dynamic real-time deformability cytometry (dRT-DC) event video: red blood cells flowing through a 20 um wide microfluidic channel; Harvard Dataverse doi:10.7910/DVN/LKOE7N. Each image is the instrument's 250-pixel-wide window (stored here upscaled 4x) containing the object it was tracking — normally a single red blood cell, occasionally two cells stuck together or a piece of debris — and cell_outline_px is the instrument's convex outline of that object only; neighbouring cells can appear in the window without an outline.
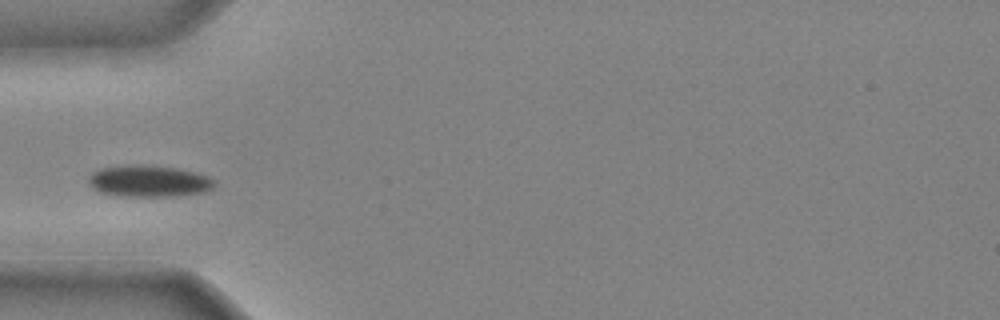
{"species": "common noctule bat (a hibernating species)", "species_latin": "Nyctalus noctula", "temperature_condition": "cold", "stored_images_in_passage": 30, "camera_frame_rate_fps": 3000, "um_per_image_px": 0.085, "animal": {"sex": "male", "body_mass_g": 20.4}, "frame": {"image": 1, "passage_image": 1, "time_ms": 0.0, "image_size_px": [1000, 320], "cell_outline_px": [[216, 184], [212, 188], [204, 192], [172, 196], [124, 196], [100, 192], [92, 188], [88, 184], [88, 176], [92, 172], [104, 168], [140, 164], [176, 168], [196, 172], [208, 176], [216, 180]], "centroid_in_image_um": [12.67, 15.4], "position_along_channel_um": 72.3, "area_um2": 23.12}}
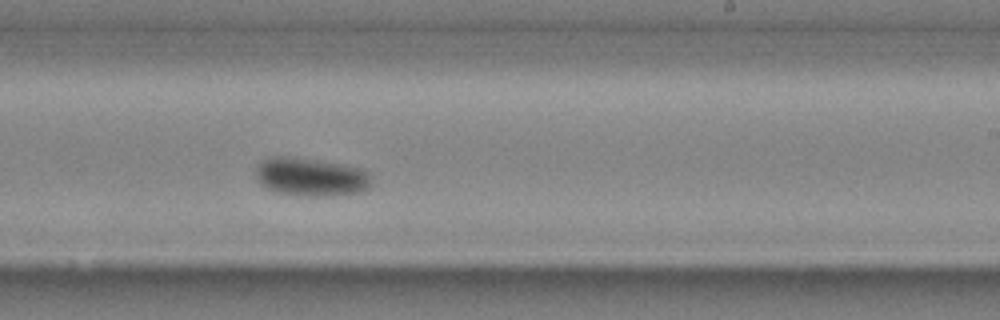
{"frame": {"image": 2, "passage_image": 14, "time_ms": 4.333, "image_size_px": [1000, 320], "cell_outline_px": [[372, 184], [364, 192], [332, 196], [308, 196], [276, 192], [260, 184], [256, 176], [256, 168], [264, 160], [272, 156], [284, 156], [336, 164], [360, 168], [368, 172]], "centroid_in_image_um": [26.44, 15.07], "position_along_channel_um": 262.6, "area_um2": 25.49}}
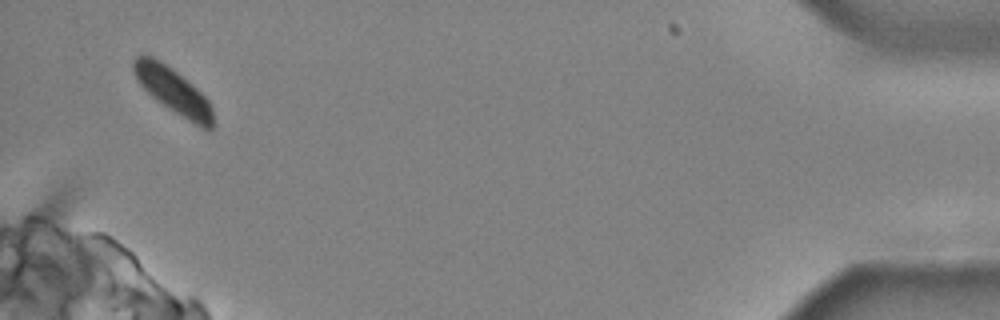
{"frame": {"image": 3, "passage_image": 29, "time_ms": 9.333, "image_size_px": [1000, 320], "cell_outline_px": [[216, 124], [208, 132], [200, 128], [168, 108], [156, 100], [140, 84], [132, 68], [132, 60], [136, 56], [152, 56], [160, 60], [172, 68], [196, 88], [208, 100], [212, 108]], "centroid_in_image_um": [14.77, 7.77], "position_along_channel_um": 420.4, "area_um2": 21.15}}